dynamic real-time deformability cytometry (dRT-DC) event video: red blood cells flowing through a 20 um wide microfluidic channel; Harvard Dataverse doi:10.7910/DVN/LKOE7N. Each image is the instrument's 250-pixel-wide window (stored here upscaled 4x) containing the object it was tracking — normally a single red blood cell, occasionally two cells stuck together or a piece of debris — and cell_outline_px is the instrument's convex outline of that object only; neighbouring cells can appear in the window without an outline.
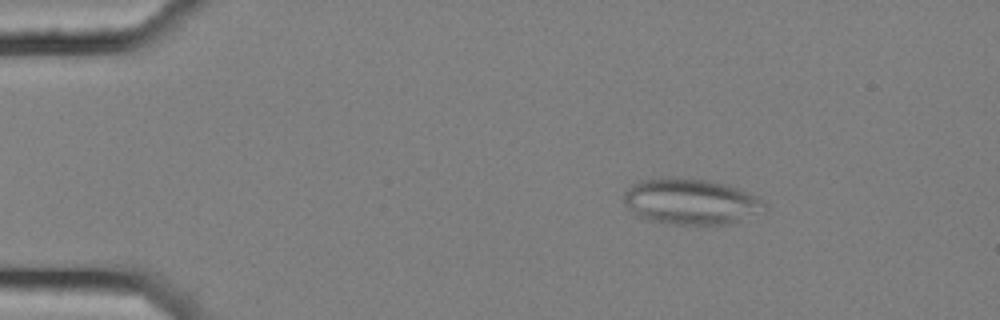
{"species": "common noctule bat (a hibernating species)", "species_latin": "Nyctalus noctula", "temperature_condition": "cold", "stored_images_in_passage": 7, "camera_frame_rate_fps": 3000, "um_per_image_px": 0.085, "animal": {"sex": "female", "body_mass_g": 25.1}, "frame": {"image": 1, "passage_image": 2, "time_ms": 0.333, "image_size_px": [1000, 320], "cell_outline_px": [[764, 204], [752, 212], [728, 224], [668, 224], [644, 220], [628, 208], [624, 204], [624, 192], [632, 184], [640, 180], [660, 176], [664, 176], [708, 180], [724, 184], [736, 188], [756, 196]], "centroid_in_image_um": [58.52, 17.1], "position_along_channel_um": 26.5, "area_um2": 36.88}}